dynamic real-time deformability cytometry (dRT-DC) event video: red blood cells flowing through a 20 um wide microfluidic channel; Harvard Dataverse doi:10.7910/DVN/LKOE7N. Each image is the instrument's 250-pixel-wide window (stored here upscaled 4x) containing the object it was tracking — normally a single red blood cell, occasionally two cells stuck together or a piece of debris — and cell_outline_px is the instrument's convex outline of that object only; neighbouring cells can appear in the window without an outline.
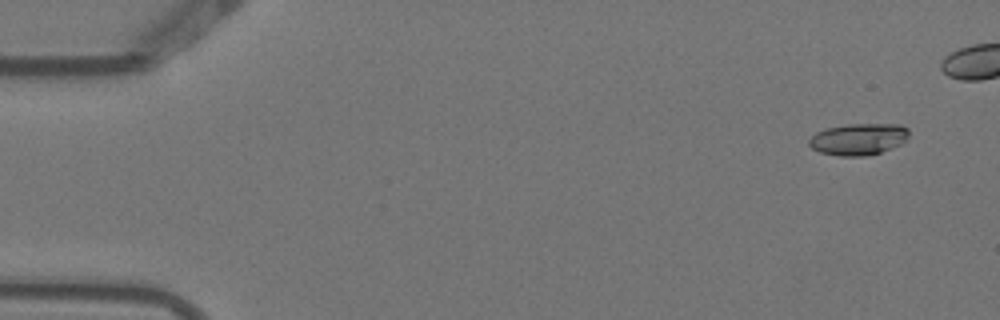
{"species": "Egyptian fruit bat (a non-hibernating species)", "species_latin": "Rousettus aegyptiacus", "temperature_condition": "warm", "stored_images_in_passage": 5, "camera_frame_rate_fps": 3000, "um_per_image_px": 0.085, "animal": {"sex": "female"}, "frame": {"image": 1, "passage_image": 1, "time_ms": 0.0, "image_size_px": [1000, 320], "cell_outline_px": [[908, 136], [900, 144], [892, 148], [880, 152], [864, 156], [840, 156], [820, 152], [812, 148], [808, 144], [808, 140], [816, 132], [824, 128], [848, 124], [900, 124], [908, 128]], "centroid_in_image_um": [72.94, 11.82], "position_along_channel_um": 12.1, "area_um2": 18.44}}
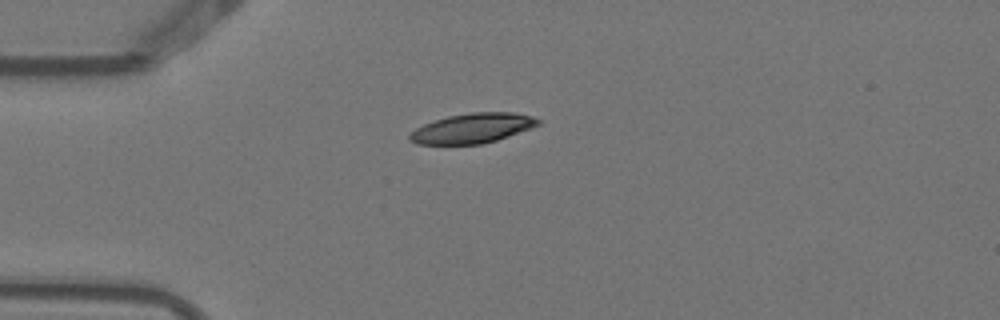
{"frame": {"image": 2, "passage_image": 5, "time_ms": 1.333, "image_size_px": [1000, 320], "cell_outline_px": [[540, 124], [508, 136], [496, 140], [480, 144], [416, 144], [408, 140], [408, 136], [416, 128], [424, 124], [448, 116], [472, 112], [512, 112], [532, 116], [540, 120]], "centroid_in_image_um": [40.14, 10.9], "position_along_channel_um": 44.9, "area_um2": 22.08}}